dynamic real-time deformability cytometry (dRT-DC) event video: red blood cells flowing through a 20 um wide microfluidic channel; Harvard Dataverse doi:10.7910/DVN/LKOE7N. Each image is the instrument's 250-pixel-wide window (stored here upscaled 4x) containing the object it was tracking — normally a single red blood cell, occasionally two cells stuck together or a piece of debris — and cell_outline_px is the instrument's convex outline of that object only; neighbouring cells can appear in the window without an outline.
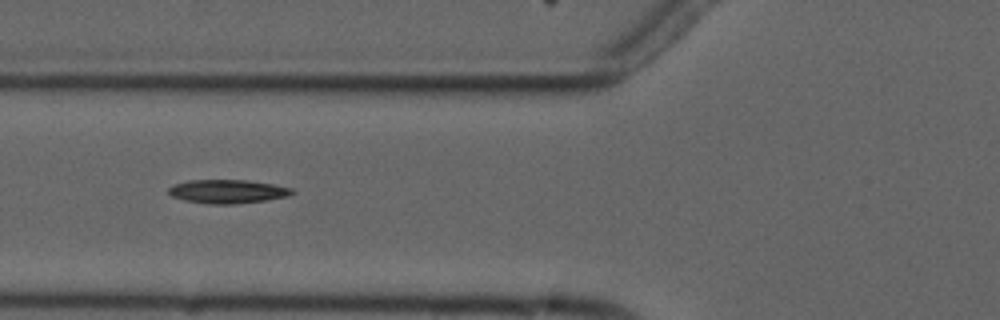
{"species": "common noctule bat (a hibernating species)", "species_latin": "Nyctalus noctula", "temperature_condition": "cold", "stored_images_in_passage": 8, "camera_frame_rate_fps": 3000, "um_per_image_px": 0.085, "animal": {"sex": "male", "forearm_length_mm": 52.5}, "frame": {"image": 1, "passage_image": 6, "time_ms": 6.0, "image_size_px": [1000, 320], "cell_outline_px": [[296, 192], [288, 196], [264, 200], [236, 204], [208, 204], [184, 200], [172, 196], [168, 192], [168, 188], [172, 184], [188, 180], [248, 180], [272, 184], [292, 188]], "centroid_in_image_um": [19.32, 16.27], "position_along_channel_um": 106.5, "area_um2": 17.11}}
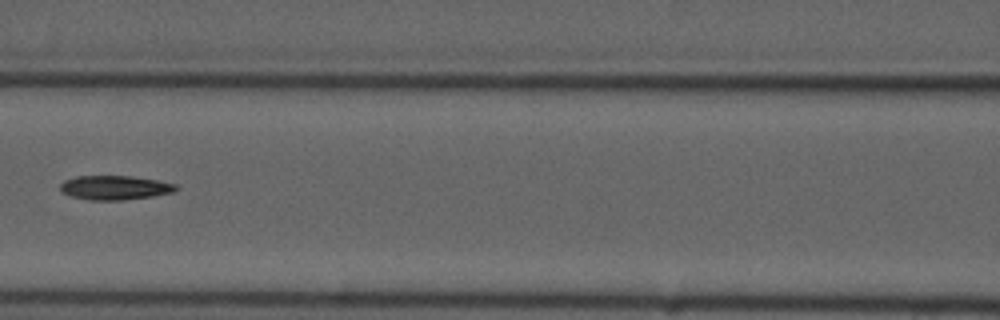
{"frame": {"image": 2, "passage_image": 7, "time_ms": 7.333, "image_size_px": [1000, 320], "cell_outline_px": [[180, 188], [172, 192], [152, 196], [120, 200], [88, 200], [72, 196], [60, 192], [60, 184], [64, 180], [76, 176], [132, 176], [156, 180], [176, 184]], "centroid_in_image_um": [9.73, 15.94], "position_along_channel_um": 156.9, "area_um2": 16.3}}
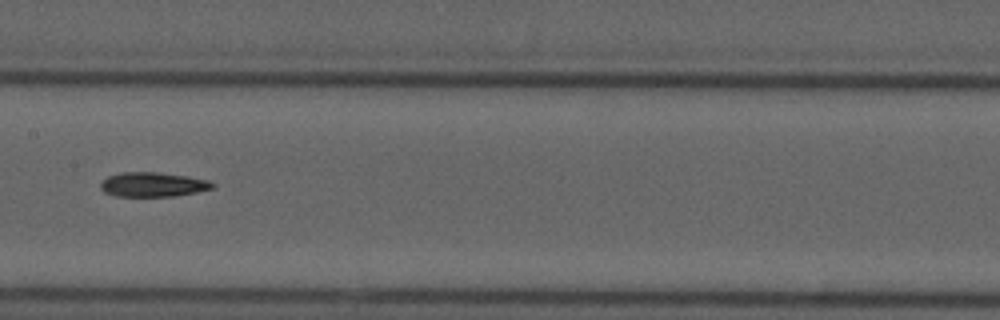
{"frame": {"image": 3, "passage_image": 8, "time_ms": 8.333, "image_size_px": [1000, 320], "cell_outline_px": [[216, 188], [196, 192], [172, 196], [116, 196], [104, 192], [100, 188], [100, 184], [108, 176], [120, 172], [160, 172], [188, 176], [208, 180], [216, 184]], "centroid_in_image_um": [13.02, 15.68], "position_along_channel_um": 194.4, "area_um2": 16.07}}